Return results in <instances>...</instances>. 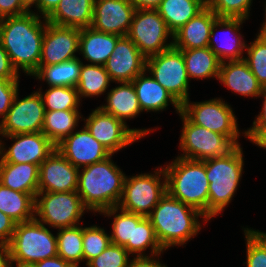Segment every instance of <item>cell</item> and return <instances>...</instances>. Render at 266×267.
<instances>
[{
  "mask_svg": "<svg viewBox=\"0 0 266 267\" xmlns=\"http://www.w3.org/2000/svg\"><path fill=\"white\" fill-rule=\"evenodd\" d=\"M84 211L89 210L77 191L38 192L35 197V219L55 229L79 225Z\"/></svg>",
  "mask_w": 266,
  "mask_h": 267,
  "instance_id": "cell-8",
  "label": "cell"
},
{
  "mask_svg": "<svg viewBox=\"0 0 266 267\" xmlns=\"http://www.w3.org/2000/svg\"><path fill=\"white\" fill-rule=\"evenodd\" d=\"M189 100L181 105V112L193 124L227 136L236 145H240L238 139L241 134L237 118L230 105L220 98L203 102H189Z\"/></svg>",
  "mask_w": 266,
  "mask_h": 267,
  "instance_id": "cell-10",
  "label": "cell"
},
{
  "mask_svg": "<svg viewBox=\"0 0 266 267\" xmlns=\"http://www.w3.org/2000/svg\"><path fill=\"white\" fill-rule=\"evenodd\" d=\"M146 57L128 36H121L104 67L113 82H132L146 70Z\"/></svg>",
  "mask_w": 266,
  "mask_h": 267,
  "instance_id": "cell-19",
  "label": "cell"
},
{
  "mask_svg": "<svg viewBox=\"0 0 266 267\" xmlns=\"http://www.w3.org/2000/svg\"><path fill=\"white\" fill-rule=\"evenodd\" d=\"M135 9H157L162 0H129Z\"/></svg>",
  "mask_w": 266,
  "mask_h": 267,
  "instance_id": "cell-52",
  "label": "cell"
},
{
  "mask_svg": "<svg viewBox=\"0 0 266 267\" xmlns=\"http://www.w3.org/2000/svg\"><path fill=\"white\" fill-rule=\"evenodd\" d=\"M60 0H38V4L35 6L37 8L36 12L38 15L41 14L40 16L43 18H47L57 7L59 4Z\"/></svg>",
  "mask_w": 266,
  "mask_h": 267,
  "instance_id": "cell-50",
  "label": "cell"
},
{
  "mask_svg": "<svg viewBox=\"0 0 266 267\" xmlns=\"http://www.w3.org/2000/svg\"><path fill=\"white\" fill-rule=\"evenodd\" d=\"M120 37L94 30L92 27L80 29L79 51L90 64L104 65Z\"/></svg>",
  "mask_w": 266,
  "mask_h": 267,
  "instance_id": "cell-25",
  "label": "cell"
},
{
  "mask_svg": "<svg viewBox=\"0 0 266 267\" xmlns=\"http://www.w3.org/2000/svg\"><path fill=\"white\" fill-rule=\"evenodd\" d=\"M218 16L206 6L173 34V47L194 49L208 47L211 27Z\"/></svg>",
  "mask_w": 266,
  "mask_h": 267,
  "instance_id": "cell-22",
  "label": "cell"
},
{
  "mask_svg": "<svg viewBox=\"0 0 266 267\" xmlns=\"http://www.w3.org/2000/svg\"><path fill=\"white\" fill-rule=\"evenodd\" d=\"M166 192L164 168L158 166L154 174L126 176L122 197L117 207L147 217Z\"/></svg>",
  "mask_w": 266,
  "mask_h": 267,
  "instance_id": "cell-7",
  "label": "cell"
},
{
  "mask_svg": "<svg viewBox=\"0 0 266 267\" xmlns=\"http://www.w3.org/2000/svg\"><path fill=\"white\" fill-rule=\"evenodd\" d=\"M80 29L47 21L39 66L55 65L74 59L79 52Z\"/></svg>",
  "mask_w": 266,
  "mask_h": 267,
  "instance_id": "cell-16",
  "label": "cell"
},
{
  "mask_svg": "<svg viewBox=\"0 0 266 267\" xmlns=\"http://www.w3.org/2000/svg\"><path fill=\"white\" fill-rule=\"evenodd\" d=\"M85 121L91 135L105 146L111 154L145 137L154 129H130L123 121L103 111L100 107L90 113Z\"/></svg>",
  "mask_w": 266,
  "mask_h": 267,
  "instance_id": "cell-13",
  "label": "cell"
},
{
  "mask_svg": "<svg viewBox=\"0 0 266 267\" xmlns=\"http://www.w3.org/2000/svg\"><path fill=\"white\" fill-rule=\"evenodd\" d=\"M243 148L237 145L224 156L205 160L209 181L208 220L220 214L231 202L243 173Z\"/></svg>",
  "mask_w": 266,
  "mask_h": 267,
  "instance_id": "cell-5",
  "label": "cell"
},
{
  "mask_svg": "<svg viewBox=\"0 0 266 267\" xmlns=\"http://www.w3.org/2000/svg\"><path fill=\"white\" fill-rule=\"evenodd\" d=\"M259 34H266V2H265V21L261 25Z\"/></svg>",
  "mask_w": 266,
  "mask_h": 267,
  "instance_id": "cell-56",
  "label": "cell"
},
{
  "mask_svg": "<svg viewBox=\"0 0 266 267\" xmlns=\"http://www.w3.org/2000/svg\"><path fill=\"white\" fill-rule=\"evenodd\" d=\"M207 6L219 18L248 19L252 0H206Z\"/></svg>",
  "mask_w": 266,
  "mask_h": 267,
  "instance_id": "cell-42",
  "label": "cell"
},
{
  "mask_svg": "<svg viewBox=\"0 0 266 267\" xmlns=\"http://www.w3.org/2000/svg\"><path fill=\"white\" fill-rule=\"evenodd\" d=\"M79 169L57 149L40 164L38 192H73L77 190Z\"/></svg>",
  "mask_w": 266,
  "mask_h": 267,
  "instance_id": "cell-17",
  "label": "cell"
},
{
  "mask_svg": "<svg viewBox=\"0 0 266 267\" xmlns=\"http://www.w3.org/2000/svg\"><path fill=\"white\" fill-rule=\"evenodd\" d=\"M18 95L19 93L0 122V135L42 132L45 108L39 91H34L23 99H18Z\"/></svg>",
  "mask_w": 266,
  "mask_h": 267,
  "instance_id": "cell-14",
  "label": "cell"
},
{
  "mask_svg": "<svg viewBox=\"0 0 266 267\" xmlns=\"http://www.w3.org/2000/svg\"><path fill=\"white\" fill-rule=\"evenodd\" d=\"M257 38L246 44L247 57L244 61L248 64L249 69L254 74L260 85L266 87V34L256 35Z\"/></svg>",
  "mask_w": 266,
  "mask_h": 267,
  "instance_id": "cell-39",
  "label": "cell"
},
{
  "mask_svg": "<svg viewBox=\"0 0 266 267\" xmlns=\"http://www.w3.org/2000/svg\"><path fill=\"white\" fill-rule=\"evenodd\" d=\"M119 86L108 90L107 105L99 106L103 111L110 113L123 121L135 118L142 112L132 82H117Z\"/></svg>",
  "mask_w": 266,
  "mask_h": 267,
  "instance_id": "cell-28",
  "label": "cell"
},
{
  "mask_svg": "<svg viewBox=\"0 0 266 267\" xmlns=\"http://www.w3.org/2000/svg\"><path fill=\"white\" fill-rule=\"evenodd\" d=\"M81 117L78 110L45 111L42 133L57 145L76 130Z\"/></svg>",
  "mask_w": 266,
  "mask_h": 267,
  "instance_id": "cell-33",
  "label": "cell"
},
{
  "mask_svg": "<svg viewBox=\"0 0 266 267\" xmlns=\"http://www.w3.org/2000/svg\"><path fill=\"white\" fill-rule=\"evenodd\" d=\"M135 10L129 0H94L91 27L100 32L127 36Z\"/></svg>",
  "mask_w": 266,
  "mask_h": 267,
  "instance_id": "cell-20",
  "label": "cell"
},
{
  "mask_svg": "<svg viewBox=\"0 0 266 267\" xmlns=\"http://www.w3.org/2000/svg\"><path fill=\"white\" fill-rule=\"evenodd\" d=\"M127 36L146 58L173 47L167 43L173 34L156 9H136Z\"/></svg>",
  "mask_w": 266,
  "mask_h": 267,
  "instance_id": "cell-12",
  "label": "cell"
},
{
  "mask_svg": "<svg viewBox=\"0 0 266 267\" xmlns=\"http://www.w3.org/2000/svg\"><path fill=\"white\" fill-rule=\"evenodd\" d=\"M37 267H75L59 256L46 258L35 264Z\"/></svg>",
  "mask_w": 266,
  "mask_h": 267,
  "instance_id": "cell-51",
  "label": "cell"
},
{
  "mask_svg": "<svg viewBox=\"0 0 266 267\" xmlns=\"http://www.w3.org/2000/svg\"><path fill=\"white\" fill-rule=\"evenodd\" d=\"M218 81L234 93L245 97L257 98L263 89L244 60L221 62Z\"/></svg>",
  "mask_w": 266,
  "mask_h": 267,
  "instance_id": "cell-24",
  "label": "cell"
},
{
  "mask_svg": "<svg viewBox=\"0 0 266 267\" xmlns=\"http://www.w3.org/2000/svg\"><path fill=\"white\" fill-rule=\"evenodd\" d=\"M146 71L181 105L189 99V78L181 50L171 47L147 57Z\"/></svg>",
  "mask_w": 266,
  "mask_h": 267,
  "instance_id": "cell-11",
  "label": "cell"
},
{
  "mask_svg": "<svg viewBox=\"0 0 266 267\" xmlns=\"http://www.w3.org/2000/svg\"><path fill=\"white\" fill-rule=\"evenodd\" d=\"M258 97H263V106L260 114L256 116L253 121V125L243 132V135L248 138L253 144H255L263 135L266 134V87L262 89V92Z\"/></svg>",
  "mask_w": 266,
  "mask_h": 267,
  "instance_id": "cell-45",
  "label": "cell"
},
{
  "mask_svg": "<svg viewBox=\"0 0 266 267\" xmlns=\"http://www.w3.org/2000/svg\"><path fill=\"white\" fill-rule=\"evenodd\" d=\"M111 79L104 65L83 64L76 85L79 99L103 95L110 86Z\"/></svg>",
  "mask_w": 266,
  "mask_h": 267,
  "instance_id": "cell-35",
  "label": "cell"
},
{
  "mask_svg": "<svg viewBox=\"0 0 266 267\" xmlns=\"http://www.w3.org/2000/svg\"><path fill=\"white\" fill-rule=\"evenodd\" d=\"M12 264L9 245L0 243V267H11Z\"/></svg>",
  "mask_w": 266,
  "mask_h": 267,
  "instance_id": "cell-53",
  "label": "cell"
},
{
  "mask_svg": "<svg viewBox=\"0 0 266 267\" xmlns=\"http://www.w3.org/2000/svg\"><path fill=\"white\" fill-rule=\"evenodd\" d=\"M179 116L183 122L179 140L183 154L179 157L205 161L224 156L237 146L229 137L193 124L182 112Z\"/></svg>",
  "mask_w": 266,
  "mask_h": 267,
  "instance_id": "cell-9",
  "label": "cell"
},
{
  "mask_svg": "<svg viewBox=\"0 0 266 267\" xmlns=\"http://www.w3.org/2000/svg\"><path fill=\"white\" fill-rule=\"evenodd\" d=\"M112 156L79 169L76 191L89 211L101 213L118 206L121 200L126 176L111 160Z\"/></svg>",
  "mask_w": 266,
  "mask_h": 267,
  "instance_id": "cell-3",
  "label": "cell"
},
{
  "mask_svg": "<svg viewBox=\"0 0 266 267\" xmlns=\"http://www.w3.org/2000/svg\"><path fill=\"white\" fill-rule=\"evenodd\" d=\"M206 6V0H162L156 10L174 34Z\"/></svg>",
  "mask_w": 266,
  "mask_h": 267,
  "instance_id": "cell-29",
  "label": "cell"
},
{
  "mask_svg": "<svg viewBox=\"0 0 266 267\" xmlns=\"http://www.w3.org/2000/svg\"><path fill=\"white\" fill-rule=\"evenodd\" d=\"M130 254L123 247L110 243L97 257L90 260L87 267H128Z\"/></svg>",
  "mask_w": 266,
  "mask_h": 267,
  "instance_id": "cell-43",
  "label": "cell"
},
{
  "mask_svg": "<svg viewBox=\"0 0 266 267\" xmlns=\"http://www.w3.org/2000/svg\"><path fill=\"white\" fill-rule=\"evenodd\" d=\"M19 91V79H0V116L7 115L14 97Z\"/></svg>",
  "mask_w": 266,
  "mask_h": 267,
  "instance_id": "cell-44",
  "label": "cell"
},
{
  "mask_svg": "<svg viewBox=\"0 0 266 267\" xmlns=\"http://www.w3.org/2000/svg\"><path fill=\"white\" fill-rule=\"evenodd\" d=\"M15 141L8 150L0 140V158L7 163L39 165L56 149V145L42 132L0 135Z\"/></svg>",
  "mask_w": 266,
  "mask_h": 267,
  "instance_id": "cell-15",
  "label": "cell"
},
{
  "mask_svg": "<svg viewBox=\"0 0 266 267\" xmlns=\"http://www.w3.org/2000/svg\"><path fill=\"white\" fill-rule=\"evenodd\" d=\"M42 93L40 88L38 91L42 96L45 111L55 110H78L80 99L76 87L70 86H48Z\"/></svg>",
  "mask_w": 266,
  "mask_h": 267,
  "instance_id": "cell-37",
  "label": "cell"
},
{
  "mask_svg": "<svg viewBox=\"0 0 266 267\" xmlns=\"http://www.w3.org/2000/svg\"><path fill=\"white\" fill-rule=\"evenodd\" d=\"M246 240V266L266 267V233L244 228Z\"/></svg>",
  "mask_w": 266,
  "mask_h": 267,
  "instance_id": "cell-41",
  "label": "cell"
},
{
  "mask_svg": "<svg viewBox=\"0 0 266 267\" xmlns=\"http://www.w3.org/2000/svg\"><path fill=\"white\" fill-rule=\"evenodd\" d=\"M16 267H37L35 264H29V263H16ZM13 267V265H11Z\"/></svg>",
  "mask_w": 266,
  "mask_h": 267,
  "instance_id": "cell-57",
  "label": "cell"
},
{
  "mask_svg": "<svg viewBox=\"0 0 266 267\" xmlns=\"http://www.w3.org/2000/svg\"><path fill=\"white\" fill-rule=\"evenodd\" d=\"M101 214L105 215V217H114L112 233L110 234L111 243L124 247L128 242H132L133 213L124 211L116 206L103 210Z\"/></svg>",
  "mask_w": 266,
  "mask_h": 267,
  "instance_id": "cell-38",
  "label": "cell"
},
{
  "mask_svg": "<svg viewBox=\"0 0 266 267\" xmlns=\"http://www.w3.org/2000/svg\"><path fill=\"white\" fill-rule=\"evenodd\" d=\"M9 247L12 263L36 264L58 256L57 236L36 219L16 223Z\"/></svg>",
  "mask_w": 266,
  "mask_h": 267,
  "instance_id": "cell-6",
  "label": "cell"
},
{
  "mask_svg": "<svg viewBox=\"0 0 266 267\" xmlns=\"http://www.w3.org/2000/svg\"><path fill=\"white\" fill-rule=\"evenodd\" d=\"M147 217L154 228L158 242L165 251L171 246H183L197 235L202 226L198 221L199 217L208 222L200 211L167 192Z\"/></svg>",
  "mask_w": 266,
  "mask_h": 267,
  "instance_id": "cell-2",
  "label": "cell"
},
{
  "mask_svg": "<svg viewBox=\"0 0 266 267\" xmlns=\"http://www.w3.org/2000/svg\"><path fill=\"white\" fill-rule=\"evenodd\" d=\"M56 149L78 169L101 162L112 155L91 135L86 126L65 137L56 145Z\"/></svg>",
  "mask_w": 266,
  "mask_h": 267,
  "instance_id": "cell-18",
  "label": "cell"
},
{
  "mask_svg": "<svg viewBox=\"0 0 266 267\" xmlns=\"http://www.w3.org/2000/svg\"><path fill=\"white\" fill-rule=\"evenodd\" d=\"M19 73L13 67L7 52L0 43V79H19Z\"/></svg>",
  "mask_w": 266,
  "mask_h": 267,
  "instance_id": "cell-47",
  "label": "cell"
},
{
  "mask_svg": "<svg viewBox=\"0 0 266 267\" xmlns=\"http://www.w3.org/2000/svg\"><path fill=\"white\" fill-rule=\"evenodd\" d=\"M23 4L30 10L32 5L35 4V6L38 4V0H22Z\"/></svg>",
  "mask_w": 266,
  "mask_h": 267,
  "instance_id": "cell-55",
  "label": "cell"
},
{
  "mask_svg": "<svg viewBox=\"0 0 266 267\" xmlns=\"http://www.w3.org/2000/svg\"><path fill=\"white\" fill-rule=\"evenodd\" d=\"M0 211L16 223L31 221L35 219V198L0 183Z\"/></svg>",
  "mask_w": 266,
  "mask_h": 267,
  "instance_id": "cell-31",
  "label": "cell"
},
{
  "mask_svg": "<svg viewBox=\"0 0 266 267\" xmlns=\"http://www.w3.org/2000/svg\"><path fill=\"white\" fill-rule=\"evenodd\" d=\"M179 50L182 51L189 80L218 79L221 61L209 47Z\"/></svg>",
  "mask_w": 266,
  "mask_h": 267,
  "instance_id": "cell-30",
  "label": "cell"
},
{
  "mask_svg": "<svg viewBox=\"0 0 266 267\" xmlns=\"http://www.w3.org/2000/svg\"><path fill=\"white\" fill-rule=\"evenodd\" d=\"M245 22L241 18H217L211 27L208 47L214 52L218 59L223 61L243 60V51L246 49V42L240 34V25ZM223 30L224 39H219L217 33ZM229 34V35H228ZM234 35V36H233ZM230 36V37H229ZM221 41V42H220Z\"/></svg>",
  "mask_w": 266,
  "mask_h": 267,
  "instance_id": "cell-21",
  "label": "cell"
},
{
  "mask_svg": "<svg viewBox=\"0 0 266 267\" xmlns=\"http://www.w3.org/2000/svg\"><path fill=\"white\" fill-rule=\"evenodd\" d=\"M151 247V254L157 255L165 251L158 242L154 228L148 217L133 213V233L132 242H128L124 248L129 254L139 256L145 255V250Z\"/></svg>",
  "mask_w": 266,
  "mask_h": 267,
  "instance_id": "cell-32",
  "label": "cell"
},
{
  "mask_svg": "<svg viewBox=\"0 0 266 267\" xmlns=\"http://www.w3.org/2000/svg\"><path fill=\"white\" fill-rule=\"evenodd\" d=\"M146 73L145 70L132 81L142 112H161L170 102L179 114L181 104L151 74L146 76Z\"/></svg>",
  "mask_w": 266,
  "mask_h": 267,
  "instance_id": "cell-23",
  "label": "cell"
},
{
  "mask_svg": "<svg viewBox=\"0 0 266 267\" xmlns=\"http://www.w3.org/2000/svg\"><path fill=\"white\" fill-rule=\"evenodd\" d=\"M39 165L30 163H7L0 158V183L12 190L38 193Z\"/></svg>",
  "mask_w": 266,
  "mask_h": 267,
  "instance_id": "cell-26",
  "label": "cell"
},
{
  "mask_svg": "<svg viewBox=\"0 0 266 267\" xmlns=\"http://www.w3.org/2000/svg\"><path fill=\"white\" fill-rule=\"evenodd\" d=\"M82 63L80 58L76 57L55 65L39 66L32 76L45 81L49 86L76 87Z\"/></svg>",
  "mask_w": 266,
  "mask_h": 267,
  "instance_id": "cell-34",
  "label": "cell"
},
{
  "mask_svg": "<svg viewBox=\"0 0 266 267\" xmlns=\"http://www.w3.org/2000/svg\"><path fill=\"white\" fill-rule=\"evenodd\" d=\"M163 168L167 193L197 209L208 219L209 181L205 162L177 156Z\"/></svg>",
  "mask_w": 266,
  "mask_h": 267,
  "instance_id": "cell-4",
  "label": "cell"
},
{
  "mask_svg": "<svg viewBox=\"0 0 266 267\" xmlns=\"http://www.w3.org/2000/svg\"><path fill=\"white\" fill-rule=\"evenodd\" d=\"M34 11L0 19V43L13 67L32 76L39 68L46 18Z\"/></svg>",
  "mask_w": 266,
  "mask_h": 267,
  "instance_id": "cell-1",
  "label": "cell"
},
{
  "mask_svg": "<svg viewBox=\"0 0 266 267\" xmlns=\"http://www.w3.org/2000/svg\"><path fill=\"white\" fill-rule=\"evenodd\" d=\"M16 222L0 211V243L9 245Z\"/></svg>",
  "mask_w": 266,
  "mask_h": 267,
  "instance_id": "cell-48",
  "label": "cell"
},
{
  "mask_svg": "<svg viewBox=\"0 0 266 267\" xmlns=\"http://www.w3.org/2000/svg\"><path fill=\"white\" fill-rule=\"evenodd\" d=\"M80 225L59 228L56 235L58 256L75 267H79L78 264L84 261L82 227Z\"/></svg>",
  "mask_w": 266,
  "mask_h": 267,
  "instance_id": "cell-36",
  "label": "cell"
},
{
  "mask_svg": "<svg viewBox=\"0 0 266 267\" xmlns=\"http://www.w3.org/2000/svg\"><path fill=\"white\" fill-rule=\"evenodd\" d=\"M94 0H60L46 21L59 26L78 29L91 27Z\"/></svg>",
  "mask_w": 266,
  "mask_h": 267,
  "instance_id": "cell-27",
  "label": "cell"
},
{
  "mask_svg": "<svg viewBox=\"0 0 266 267\" xmlns=\"http://www.w3.org/2000/svg\"><path fill=\"white\" fill-rule=\"evenodd\" d=\"M161 254L152 255V256H139L132 258L129 262L128 267H167V265L162 264L157 258ZM157 257V258H154Z\"/></svg>",
  "mask_w": 266,
  "mask_h": 267,
  "instance_id": "cell-49",
  "label": "cell"
},
{
  "mask_svg": "<svg viewBox=\"0 0 266 267\" xmlns=\"http://www.w3.org/2000/svg\"><path fill=\"white\" fill-rule=\"evenodd\" d=\"M255 144L260 148L266 149V134L263 135Z\"/></svg>",
  "mask_w": 266,
  "mask_h": 267,
  "instance_id": "cell-54",
  "label": "cell"
},
{
  "mask_svg": "<svg viewBox=\"0 0 266 267\" xmlns=\"http://www.w3.org/2000/svg\"><path fill=\"white\" fill-rule=\"evenodd\" d=\"M22 0H0V19L30 12Z\"/></svg>",
  "mask_w": 266,
  "mask_h": 267,
  "instance_id": "cell-46",
  "label": "cell"
},
{
  "mask_svg": "<svg viewBox=\"0 0 266 267\" xmlns=\"http://www.w3.org/2000/svg\"><path fill=\"white\" fill-rule=\"evenodd\" d=\"M82 238L83 257L86 264L99 256L111 243L110 235L97 225L82 227Z\"/></svg>",
  "mask_w": 266,
  "mask_h": 267,
  "instance_id": "cell-40",
  "label": "cell"
}]
</instances>
